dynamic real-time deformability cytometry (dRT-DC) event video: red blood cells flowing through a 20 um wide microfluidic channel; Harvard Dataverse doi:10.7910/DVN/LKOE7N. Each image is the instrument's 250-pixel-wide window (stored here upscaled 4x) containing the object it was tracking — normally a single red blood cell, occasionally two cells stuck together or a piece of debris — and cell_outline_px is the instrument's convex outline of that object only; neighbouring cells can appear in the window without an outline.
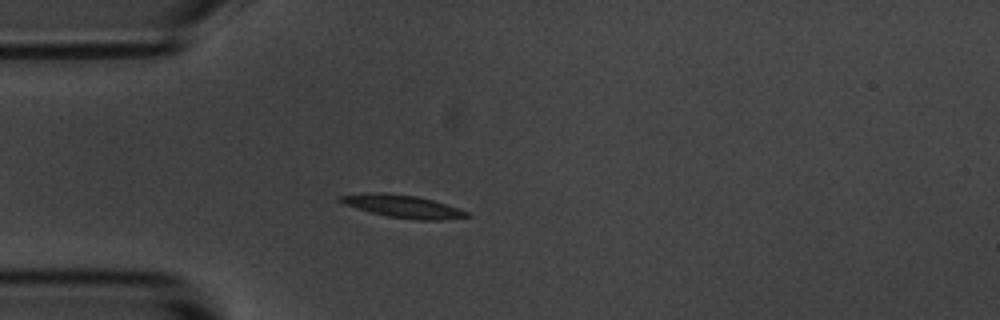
{"species": "common noctule bat (a hibernating species)", "species_latin": "Nyctalus noctula", "temperature_condition": "room temperature", "stored_images_in_passage": 5, "camera_frame_rate_fps": 3000, "um_per_image_px": 0.085, "animal": {"sex": "male", "body_mass_g": 20.1, "forearm_length_mm": 53.5}, "frame": {"image": 1, "passage_image": 5, "time_ms": 4.667, "image_size_px": [1000, 320], "cell_outline_px": [[472, 216], [440, 220], [420, 220], [388, 216], [372, 212], [344, 204], [336, 200], [336, 196], [368, 192], [388, 192], [416, 196], [432, 200], [460, 208], [468, 212]], "centroid_in_image_um": [34.22, 17.52], "position_along_channel_um": 50.8, "area_um2": 16.76}}